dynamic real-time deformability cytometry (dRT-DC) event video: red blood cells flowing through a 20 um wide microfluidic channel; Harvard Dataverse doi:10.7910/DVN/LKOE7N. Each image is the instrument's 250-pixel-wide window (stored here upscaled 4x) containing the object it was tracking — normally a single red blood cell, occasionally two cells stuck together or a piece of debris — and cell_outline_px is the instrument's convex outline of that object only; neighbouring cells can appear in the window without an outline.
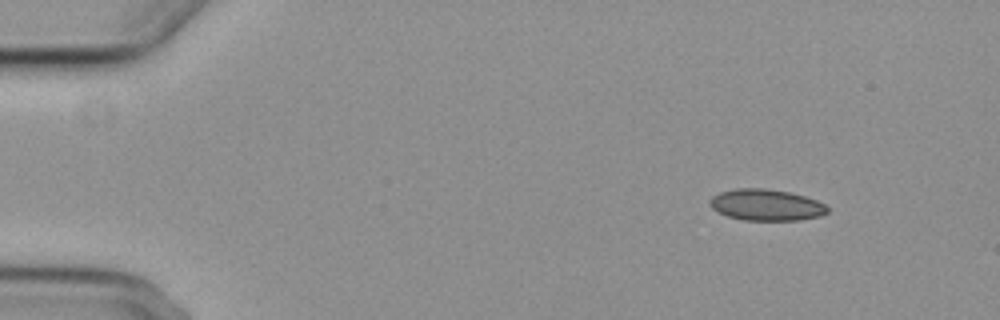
{"species": "common noctule bat (a hibernating species)", "species_latin": "Nyctalus noctula", "temperature_condition": "cold", "stored_images_in_passage": 5, "camera_frame_rate_fps": 3000, "um_per_image_px": 0.085, "animal": {"sex": "female", "body_mass_g": 29.2, "forearm_length_mm": 56.3}, "frame": {"image": 1, "passage_image": 1, "time_ms": 0.0, "image_size_px": [1000, 320], "cell_outline_px": [[828, 212], [820, 216], [800, 220], [744, 220], [728, 216], [716, 212], [708, 204], [708, 200], [712, 196], [720, 192], [736, 188], [764, 188], [788, 192], [804, 196], [816, 200], [824, 204], [828, 208]], "centroid_in_image_um": [65.08, 17.42], "position_along_channel_um": 19.9, "area_um2": 21.56}}
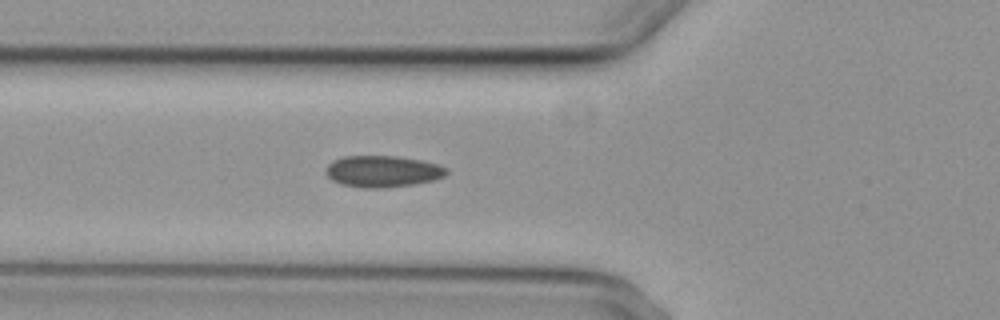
{"frame": {"image": 2, "passage_image": 5, "time_ms": 4.667, "image_size_px": [1000, 320], "cell_outline_px": [[448, 172], [444, 176], [432, 180], [412, 184], [384, 188], [364, 188], [340, 184], [332, 180], [324, 172], [324, 168], [332, 160], [344, 156], [396, 156], [420, 160], [436, 164], [448, 168]], "centroid_in_image_um": [32.47, 14.56], "position_along_channel_um": 93.3, "area_um2": 22.2}}